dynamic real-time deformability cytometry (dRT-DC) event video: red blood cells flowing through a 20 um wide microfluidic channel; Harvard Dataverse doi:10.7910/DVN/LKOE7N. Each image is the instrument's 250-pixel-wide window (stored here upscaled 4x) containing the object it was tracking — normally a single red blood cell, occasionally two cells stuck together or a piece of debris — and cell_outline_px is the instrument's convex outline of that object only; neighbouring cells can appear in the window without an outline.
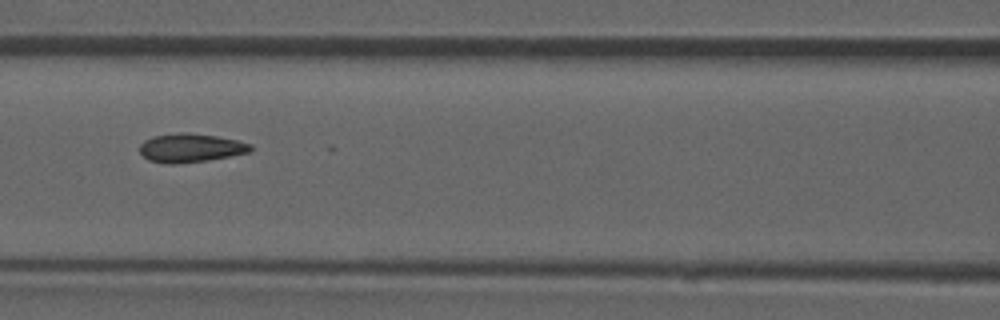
{"species": "common noctule bat (a hibernating species)", "species_latin": "Nyctalus noctula", "temperature_condition": "room temperature", "stored_images_in_passage": 52, "camera_frame_rate_fps": 3000, "um_per_image_px": 0.085, "animal": {"sex": "male", "forearm_length_mm": 52.5}, "frame": {"image": 1, "passage_image": 23, "time_ms": 7.333, "image_size_px": [1000, 320], "cell_outline_px": [[252, 152], [208, 160], [172, 164], [168, 164], [148, 160], [140, 152], [140, 144], [144, 140], [152, 136], [180, 132], [184, 132], [216, 136], [236, 140], [252, 144]], "centroid_in_image_um": [16.2, 12.57], "position_along_channel_um": 150.4, "area_um2": 18.55}, "authors_computed_cell_mechanics": {"area_um2": 18.4382, "velocity_mm_per_s": 3.8949, "shape_relaxation_time_tau1_ms": 10.0206, "shape_relaxation_time_tau2_ms": 0.9967, "deformation_change_tau1": 0.2147, "deformation_change_tau2": 0.0758}}